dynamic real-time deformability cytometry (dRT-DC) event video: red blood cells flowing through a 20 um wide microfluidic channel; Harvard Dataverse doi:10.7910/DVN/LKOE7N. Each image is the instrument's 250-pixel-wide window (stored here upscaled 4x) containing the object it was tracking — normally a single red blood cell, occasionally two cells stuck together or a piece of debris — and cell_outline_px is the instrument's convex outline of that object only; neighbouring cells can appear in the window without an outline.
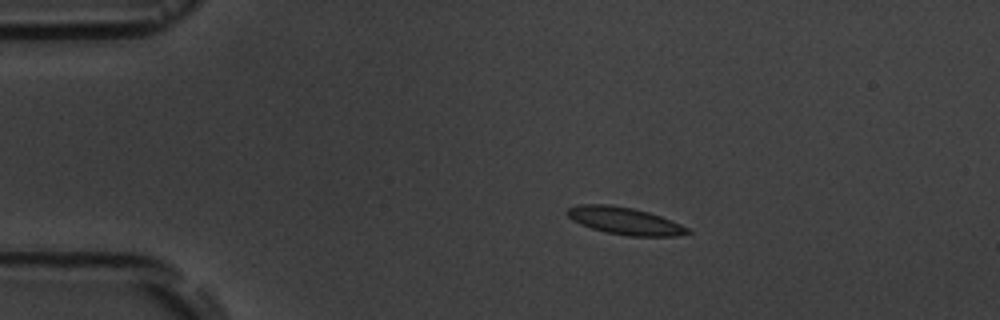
{"species": "common noctule bat (a hibernating species)", "species_latin": "Nyctalus noctula", "temperature_condition": "room temperature", "stored_images_in_passage": 6, "camera_frame_rate_fps": 3000, "um_per_image_px": 0.085, "animal": {"sex": "male", "body_mass_g": 19.5, "forearm_length_mm": 54.6}, "frame": {"image": 1, "passage_image": 4, "time_ms": 3.667, "image_size_px": [1000, 320], "cell_outline_px": [[692, 232], [676, 236], [628, 236], [608, 232], [592, 228], [580, 224], [572, 220], [564, 212], [568, 208], [576, 204], [608, 204], [632, 208], [648, 212], [660, 216], [680, 224], [688, 228]], "centroid_in_image_um": [53.06, 18.76], "position_along_channel_um": 31.9, "area_um2": 19.02}}
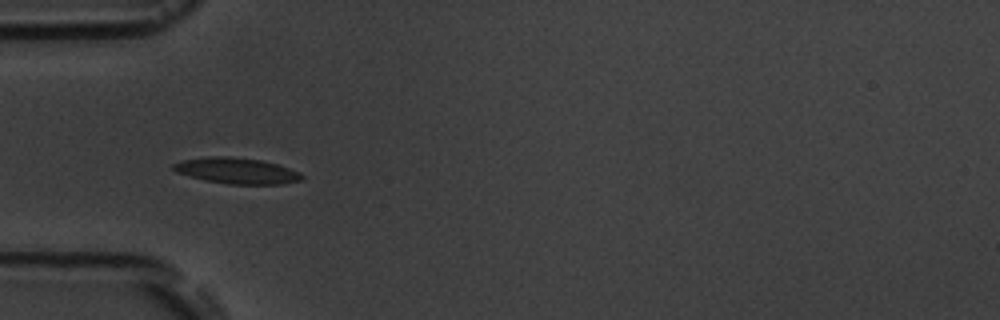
{"frame": {"image": 2, "passage_image": 6, "time_ms": 6.0, "image_size_px": [1000, 320], "cell_outline_px": [[304, 180], [284, 184], [228, 184], [204, 180], [176, 172], [172, 168], [172, 164], [180, 160], [208, 156], [228, 156], [260, 160], [276, 164], [300, 172], [304, 176]], "centroid_in_image_um": [20.12, 14.51], "position_along_channel_um": 64.9, "area_um2": 19.54}}